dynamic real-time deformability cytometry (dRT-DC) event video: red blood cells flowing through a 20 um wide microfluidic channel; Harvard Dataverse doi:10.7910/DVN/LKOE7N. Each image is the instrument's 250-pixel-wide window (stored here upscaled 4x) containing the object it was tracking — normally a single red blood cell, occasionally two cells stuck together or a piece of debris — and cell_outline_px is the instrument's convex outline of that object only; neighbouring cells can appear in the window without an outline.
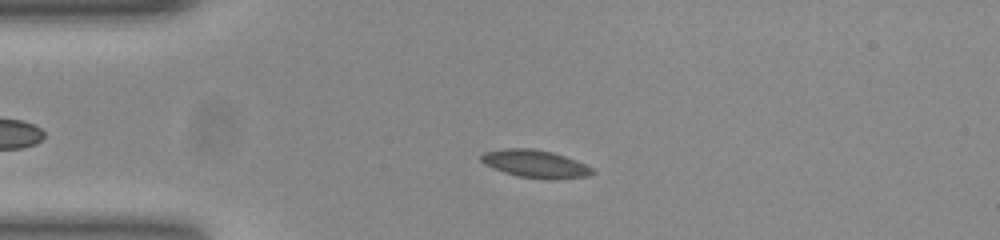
{"species": "common noctule bat (a hibernating species)", "species_latin": "Nyctalus noctula", "temperature_condition": "room temperature", "stored_images_in_passage": 51, "camera_frame_rate_fps": 3000, "um_per_image_px": 0.085, "animal": {"sex": "female", "body_mass_g": 23.0, "forearm_length_mm": 53.4}, "frame": {"image": 1, "passage_image": 10, "time_ms": 3.0, "image_size_px": [1000, 240], "cell_outline_px": [[596, 172], [588, 176], [520, 176], [504, 172], [480, 160], [480, 156], [484, 152], [508, 148], [528, 148], [548, 152], [564, 156], [584, 164], [592, 168]], "centroid_in_image_um": [45.44, 13.87], "position_along_channel_um": 39.6, "area_um2": 16.47}}
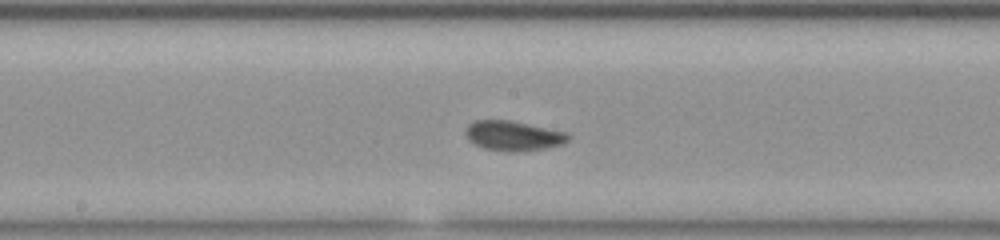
{"frame": {"image": 2, "passage_image": 25, "time_ms": 8.0, "image_size_px": [1000, 240], "cell_outline_px": [[572, 136], [568, 140], [560, 144], [540, 148], [484, 148], [476, 144], [464, 132], [468, 124], [476, 120], [508, 120], [568, 132]], "centroid_in_image_um": [43.64, 11.46], "position_along_channel_um": 204.6, "area_um2": 16.59}}
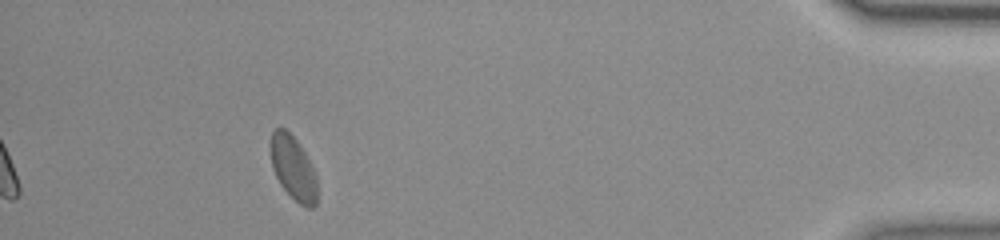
{"frame": {"image": 3, "passage_image": 46, "time_ms": 15.0, "image_size_px": [1000, 240], "cell_outline_px": [[316, 204], [312, 208], [308, 208], [300, 204], [280, 184], [272, 168], [268, 144], [272, 132], [276, 128], [284, 128], [296, 140], [304, 152], [316, 176]], "centroid_in_image_um": [24.87, 14.25], "position_along_channel_um": 410.3, "area_um2": 17.17}, "authors_computed_cell_mechanics": {"area_um2": 16.8198, "velocity_mm_per_s": 3.8326, "shape_relaxation_time_tau1_ms": null, "shape_relaxation_time_tau2_ms": 1.1642, "deformation_change_tau1": null, "deformation_change_tau2": 0.0503}}